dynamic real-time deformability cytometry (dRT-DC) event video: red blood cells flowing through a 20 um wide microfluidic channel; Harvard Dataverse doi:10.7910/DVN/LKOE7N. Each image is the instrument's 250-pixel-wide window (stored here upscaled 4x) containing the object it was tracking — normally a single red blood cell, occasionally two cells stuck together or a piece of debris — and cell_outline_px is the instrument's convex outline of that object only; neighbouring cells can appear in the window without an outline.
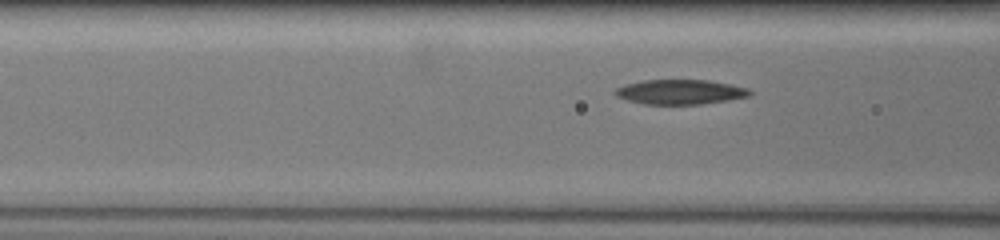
{"species": "common noctule bat (a hibernating species)", "species_latin": "Nyctalus noctula", "temperature_condition": "warm", "stored_images_in_passage": 24, "camera_frame_rate_fps": 3000, "um_per_image_px": 0.085, "animal": {"sex": "female", "body_mass_g": 19.5, "forearm_length_mm": 54.1}, "frame": {"image": 1, "passage_image": 7, "time_ms": 1.0, "image_size_px": [1000, 240], "cell_outline_px": [[752, 92], [748, 96], [700, 104], [648, 104], [628, 100], [616, 96], [616, 88], [628, 84], [644, 80], [708, 80], [728, 84], [744, 88]], "centroid_in_image_um": [57.78, 7.81], "position_along_channel_um": 108.8, "area_um2": 18.79}}
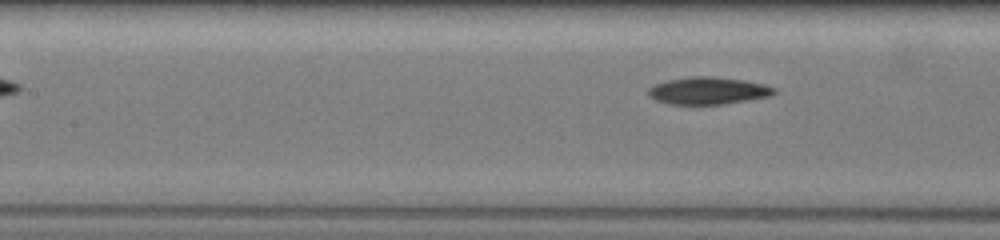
{"frame": {"image": 2, "passage_image": 15, "time_ms": 2.0, "image_size_px": [1000, 240], "cell_outline_px": [[776, 92], [768, 96], [720, 104], [672, 104], [660, 100], [652, 96], [648, 92], [648, 88], [656, 84], [668, 80], [688, 76], [712, 76], [744, 80], [764, 84], [776, 88]], "centroid_in_image_um": [60.21, 7.69], "position_along_channel_um": 147.2, "area_um2": 19.54}}